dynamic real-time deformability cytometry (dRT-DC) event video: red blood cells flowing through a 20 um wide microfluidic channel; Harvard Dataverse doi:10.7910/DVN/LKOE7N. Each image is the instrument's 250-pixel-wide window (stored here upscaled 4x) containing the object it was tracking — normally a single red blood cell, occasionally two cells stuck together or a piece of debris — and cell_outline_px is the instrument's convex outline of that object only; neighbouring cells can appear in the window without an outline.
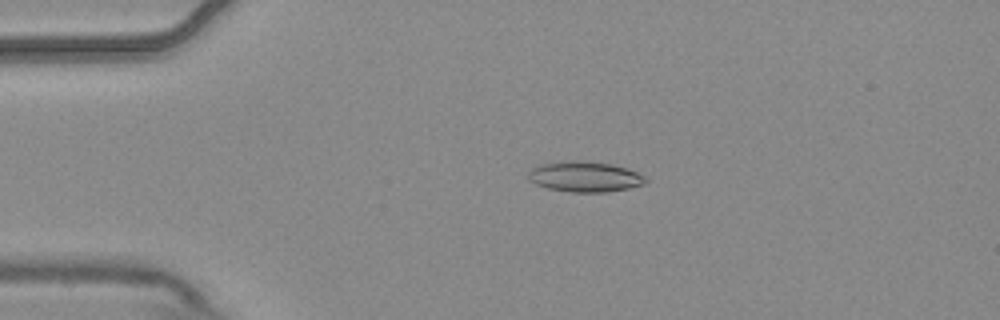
{"species": "common noctule bat (a hibernating species)", "species_latin": "Nyctalus noctula", "temperature_condition": "warm", "stored_images_in_passage": 3, "camera_frame_rate_fps": 3000, "um_per_image_px": 0.085, "animal": {"sex": "male", "body_mass_g": 20.4}, "frame": {"image": 1, "passage_image": 2, "time_ms": 0.333, "image_size_px": [1000, 320], "cell_outline_px": [[648, 180], [644, 184], [628, 188], [608, 192], [572, 192], [548, 188], [536, 184], [528, 180], [528, 172], [532, 168], [540, 164], [572, 160], [588, 160], [612, 164], [628, 168], [644, 176]], "centroid_in_image_um": [49.71, 15.01], "position_along_channel_um": 35.3, "area_um2": 20.98}}